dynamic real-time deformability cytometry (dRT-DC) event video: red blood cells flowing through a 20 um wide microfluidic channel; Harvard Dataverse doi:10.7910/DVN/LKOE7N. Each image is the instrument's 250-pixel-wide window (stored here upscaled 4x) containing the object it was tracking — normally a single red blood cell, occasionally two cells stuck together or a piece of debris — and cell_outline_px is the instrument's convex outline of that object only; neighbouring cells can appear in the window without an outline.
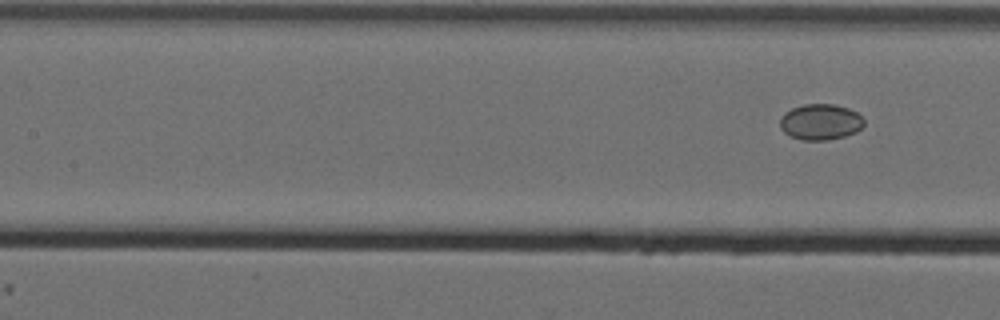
{"species": "Egyptian fruit bat (a non-hibernating species)", "species_latin": "Rousettus aegyptiacus", "temperature_condition": "cold", "stored_images_in_passage": 15, "camera_frame_rate_fps": 3000, "um_per_image_px": 0.085, "animal": {"sex": "female"}, "frame": {"image": 1, "passage_image": 15, "time_ms": 4.667, "image_size_px": [1000, 320], "cell_outline_px": [[864, 124], [856, 132], [844, 136], [828, 140], [800, 140], [788, 136], [780, 128], [780, 116], [784, 112], [792, 108], [804, 104], [836, 104], [848, 108], [856, 112], [864, 120]], "centroid_in_image_um": [69.7, 10.37], "position_along_channel_um": 137.7, "area_um2": 17.74}}